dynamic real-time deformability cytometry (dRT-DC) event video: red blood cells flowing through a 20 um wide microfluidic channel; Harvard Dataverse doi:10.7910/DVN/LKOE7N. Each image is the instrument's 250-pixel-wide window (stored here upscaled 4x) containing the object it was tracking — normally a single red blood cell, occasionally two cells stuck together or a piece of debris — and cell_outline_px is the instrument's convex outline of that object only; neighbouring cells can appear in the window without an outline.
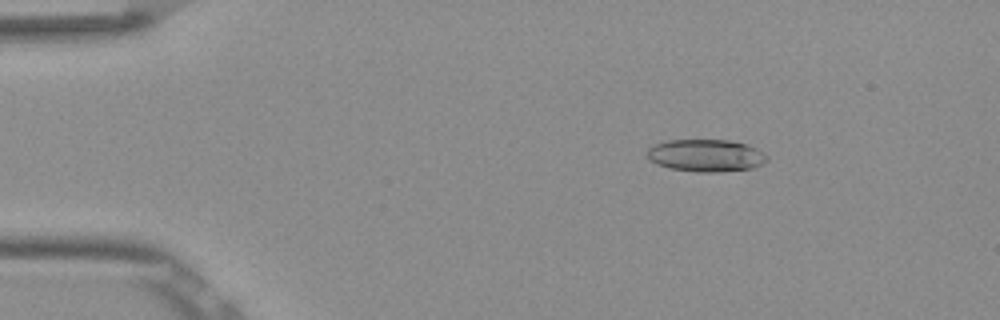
{"species": "Egyptian fruit bat (a non-hibernating species)", "species_latin": "Rousettus aegyptiacus", "temperature_condition": "room temperature", "stored_images_in_passage": 53, "camera_frame_rate_fps": 3000, "um_per_image_px": 0.085, "frame": {"image": 1, "passage_image": 9, "time_ms": 2.667, "image_size_px": [1000, 320], "cell_outline_px": [[768, 160], [752, 168], [720, 172], [696, 172], [672, 168], [656, 164], [648, 156], [648, 148], [652, 144], [668, 140], [728, 140], [748, 144], [764, 152], [768, 156]], "centroid_in_image_um": [60.02, 13.21], "position_along_channel_um": 25.0, "area_um2": 22.6}}
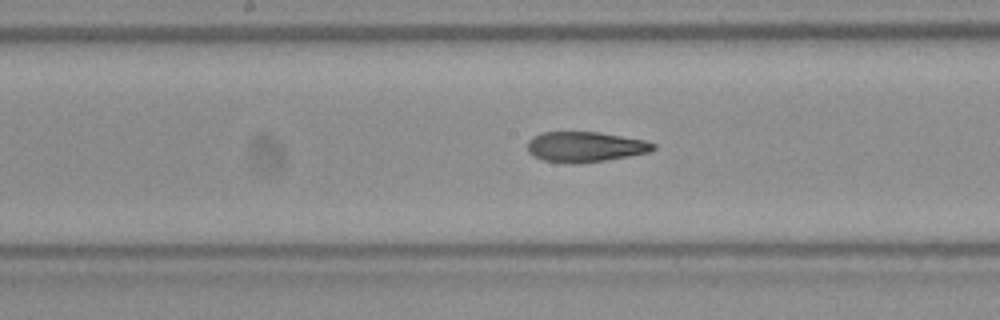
{"frame": {"image": 2, "passage_image": 28, "time_ms": 9.0, "image_size_px": [1000, 320], "cell_outline_px": [[656, 148], [648, 152], [628, 156], [604, 160], [576, 164], [568, 164], [544, 160], [532, 156], [528, 152], [528, 140], [532, 136], [540, 132], [600, 132], [644, 140], [656, 144]], "centroid_in_image_um": [49.7, 12.48], "position_along_channel_um": 198.5, "area_um2": 22.31}}
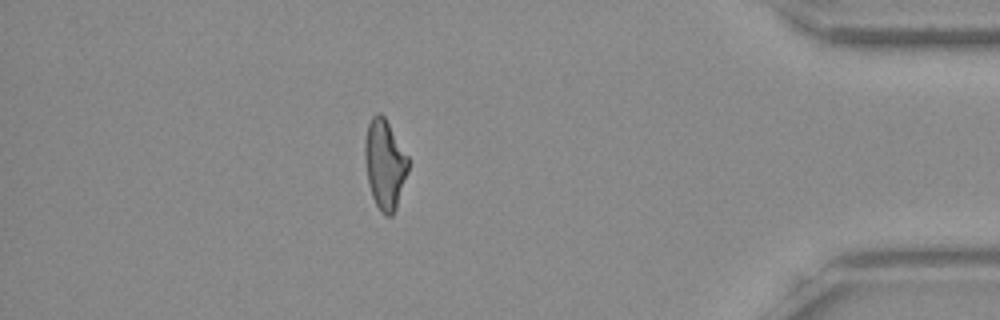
{"frame": {"image": 3, "passage_image": 47, "time_ms": 15.333, "image_size_px": [1000, 320], "cell_outline_px": [[408, 172], [396, 208], [392, 216], [384, 216], [380, 212], [372, 196], [368, 184], [364, 156], [364, 140], [368, 124], [372, 116], [376, 112], [380, 112], [384, 116], [408, 156]], "centroid_in_image_um": [32.69, 13.96], "position_along_channel_um": 402.5, "area_um2": 22.77}, "authors_computed_cell_mechanics": {"area_um2": 22.831, "velocity_mm_per_s": 3.8717, "shape_relaxation_time_tau1_ms": null, "shape_relaxation_time_tau2_ms": 3.1808, "deformation_change_tau1": null, "deformation_change_tau2": 0.1145}}